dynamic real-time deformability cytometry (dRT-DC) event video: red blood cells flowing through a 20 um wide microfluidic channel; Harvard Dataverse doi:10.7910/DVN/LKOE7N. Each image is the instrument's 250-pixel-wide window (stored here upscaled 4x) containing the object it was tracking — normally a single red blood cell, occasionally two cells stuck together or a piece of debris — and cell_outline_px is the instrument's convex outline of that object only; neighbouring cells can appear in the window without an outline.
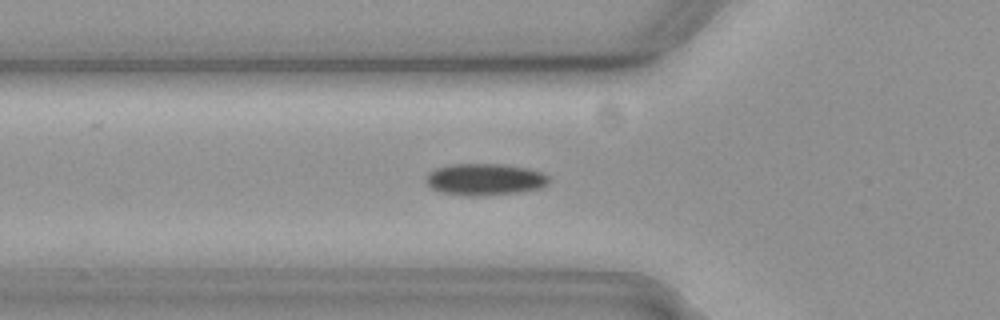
{"species": "common noctule bat (a hibernating species)", "species_latin": "Nyctalus noctula", "temperature_condition": "cold", "stored_images_in_passage": 30, "camera_frame_rate_fps": 3000, "um_per_image_px": 0.085, "animal": {"sex": "female", "body_mass_g": 19.3, "forearm_length_mm": 54.1}, "frame": {"image": 1, "passage_image": 4, "time_ms": 1.0, "image_size_px": [1000, 320], "cell_outline_px": [[548, 184], [540, 188], [516, 192], [480, 196], [464, 196], [444, 192], [432, 188], [428, 184], [424, 176], [428, 172], [436, 168], [448, 164], [504, 164], [524, 168], [540, 172], [548, 176]], "centroid_in_image_um": [41.16, 15.24], "position_along_channel_um": 84.6, "area_um2": 22.6}}
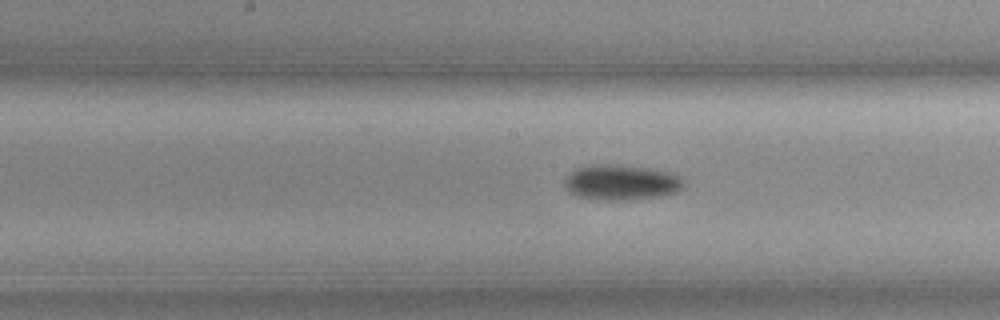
{"frame": {"image": 2, "passage_image": 13, "time_ms": 4.0, "image_size_px": [1000, 320], "cell_outline_px": [[684, 188], [676, 192], [664, 196], [624, 200], [608, 200], [576, 196], [568, 192], [564, 184], [564, 180], [576, 168], [592, 164], [616, 164], [648, 168], [672, 172], [680, 176], [684, 180]], "centroid_in_image_um": [52.84, 15.5], "position_along_channel_um": 195.4, "area_um2": 24.8}}
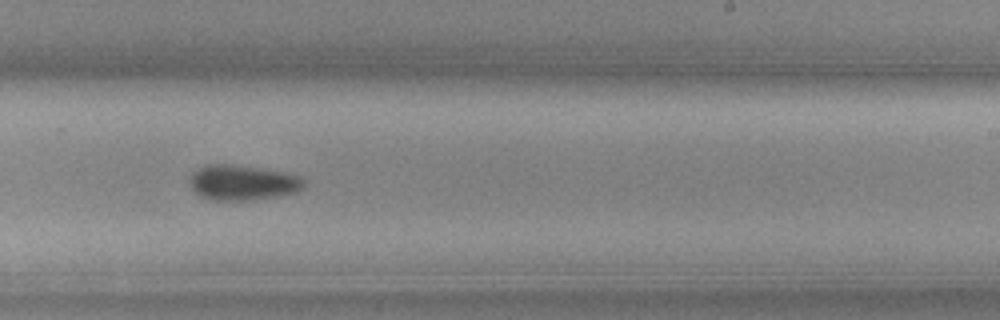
{"frame": {"image": 3, "passage_image": 19, "time_ms": 6.0, "image_size_px": [1000, 320], "cell_outline_px": [[304, 184], [296, 192], [276, 196], [244, 200], [212, 200], [200, 196], [192, 188], [188, 180], [192, 172], [208, 164], [224, 164], [256, 168], [284, 172], [300, 176], [304, 180]], "centroid_in_image_um": [20.57, 15.52], "position_along_channel_um": 268.4, "area_um2": 23.0}}